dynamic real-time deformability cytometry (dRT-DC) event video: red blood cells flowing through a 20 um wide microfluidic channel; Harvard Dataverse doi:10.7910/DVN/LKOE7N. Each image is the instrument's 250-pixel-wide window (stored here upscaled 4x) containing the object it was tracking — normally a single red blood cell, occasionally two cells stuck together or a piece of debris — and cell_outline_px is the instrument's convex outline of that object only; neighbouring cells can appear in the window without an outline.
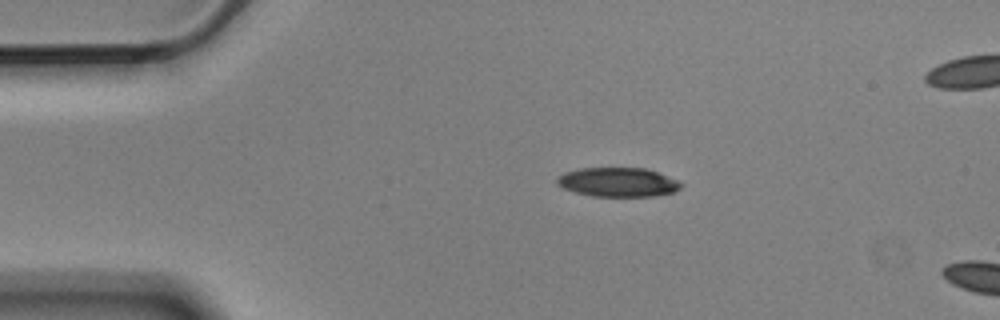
{"species": "Egyptian fruit bat (a non-hibernating species)", "species_latin": "Rousettus aegyptiacus", "temperature_condition": "cold", "stored_images_in_passage": 4, "camera_frame_rate_fps": 3000, "um_per_image_px": 0.085, "animal": {"sex": "male"}, "frame": {"image": 1, "passage_image": 3, "time_ms": 0.667, "image_size_px": [1000, 320], "cell_outline_px": [[684, 184], [680, 188], [672, 192], [652, 196], [592, 196], [576, 192], [564, 188], [556, 184], [556, 176], [564, 172], [580, 168], [644, 168], [656, 172], [676, 180]], "centroid_in_image_um": [52.47, 15.48], "position_along_channel_um": 32.5, "area_um2": 20.92}}